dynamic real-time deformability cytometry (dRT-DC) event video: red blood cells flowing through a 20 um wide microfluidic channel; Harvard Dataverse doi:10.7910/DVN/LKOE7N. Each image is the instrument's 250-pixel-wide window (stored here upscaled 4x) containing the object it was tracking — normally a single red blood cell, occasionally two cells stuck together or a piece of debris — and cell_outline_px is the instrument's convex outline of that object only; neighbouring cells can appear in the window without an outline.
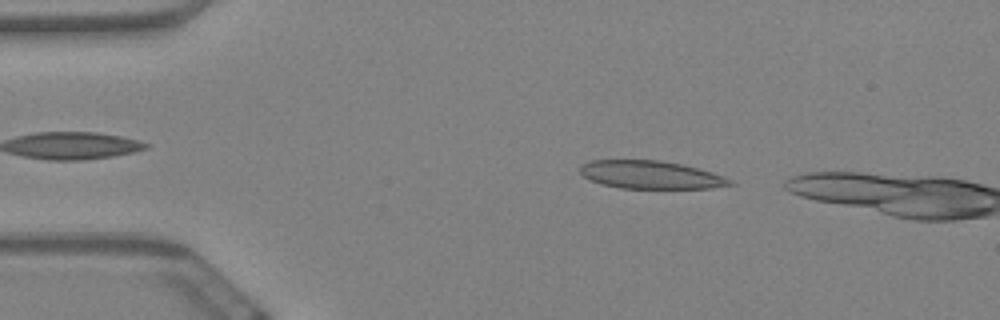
{"species": "Egyptian fruit bat (a non-hibernating species)", "species_latin": "Rousettus aegyptiacus", "temperature_condition": "warm", "stored_images_in_passage": 44, "camera_frame_rate_fps": 3000, "um_per_image_px": 0.085, "animal": {"sex": "female"}, "frame": {"image": 1, "passage_image": 4, "time_ms": 1.0, "image_size_px": [1000, 320], "cell_outline_px": [[736, 184], [712, 188], [620, 188], [604, 184], [592, 180], [584, 176], [580, 172], [580, 164], [592, 160], [660, 160], [680, 164], [712, 172], [724, 176], [732, 180]], "centroid_in_image_um": [55.33, 14.85], "position_along_channel_um": 29.7, "area_um2": 24.28}}
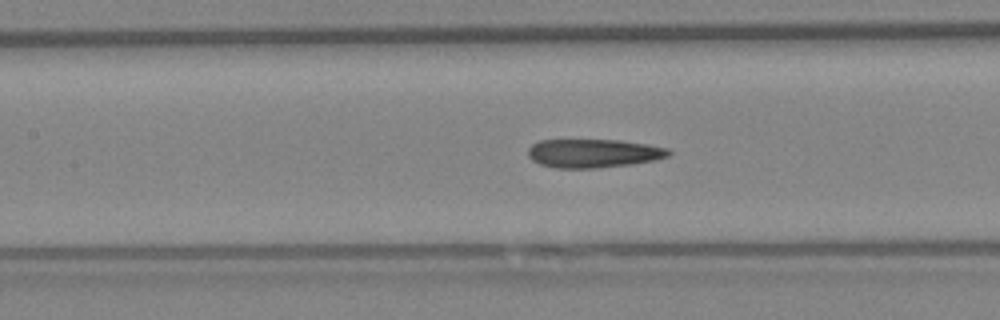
{"frame": {"image": 2, "passage_image": 20, "time_ms": 6.333, "image_size_px": [1000, 320], "cell_outline_px": [[672, 152], [668, 156], [656, 160], [632, 164], [596, 168], [556, 168], [540, 164], [532, 160], [528, 156], [528, 148], [532, 144], [540, 140], [620, 140], [648, 144], [668, 148]], "centroid_in_image_um": [50.45, 13.03], "position_along_channel_um": 156.9, "area_um2": 23.58}}
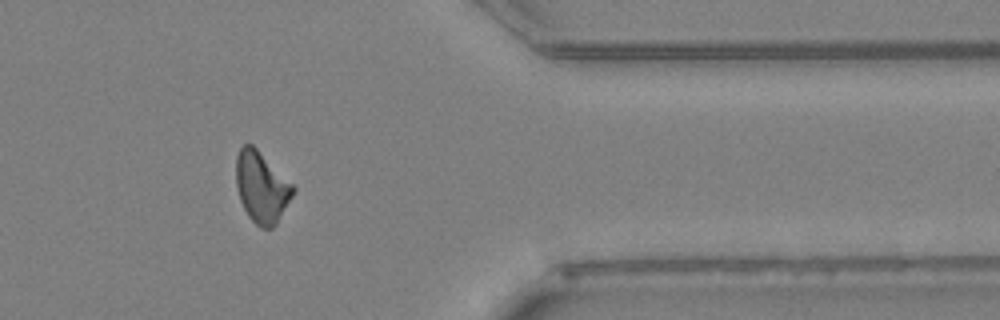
{"frame": {"image": 3, "passage_image": 42, "time_ms": 13.667, "image_size_px": [1000, 320], "cell_outline_px": [[296, 188], [292, 196], [276, 224], [272, 228], [260, 228], [248, 216], [240, 200], [236, 184], [236, 156], [240, 148], [244, 144], [252, 144]], "centroid_in_image_um": [22.21, 15.92], "position_along_channel_um": 389.2, "area_um2": 23.24}, "authors_computed_cell_mechanics": {"area_um2": 24.1026, "velocity_mm_per_s": 3.4238, "shape_relaxation_time_tau1_ms": null, "shape_relaxation_time_tau2_ms": 8.4549, "deformation_change_tau1": null, "deformation_change_tau2": 0.1847}}